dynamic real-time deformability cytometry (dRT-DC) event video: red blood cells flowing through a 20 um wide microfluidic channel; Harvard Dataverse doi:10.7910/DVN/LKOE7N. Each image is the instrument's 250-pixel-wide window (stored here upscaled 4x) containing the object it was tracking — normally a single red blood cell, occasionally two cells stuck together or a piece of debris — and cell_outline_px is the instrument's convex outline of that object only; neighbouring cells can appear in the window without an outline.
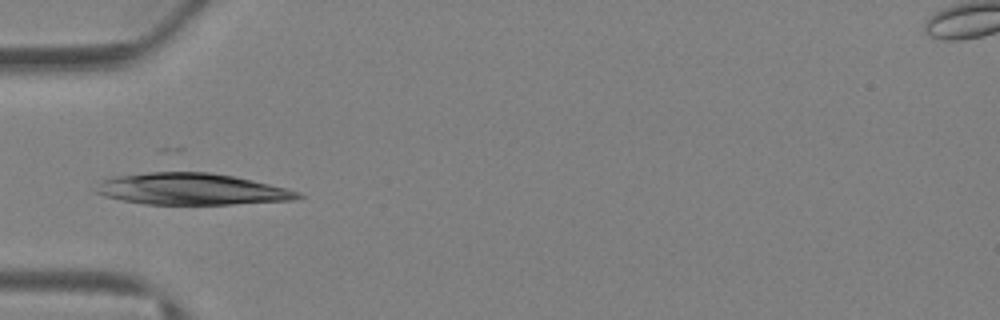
{"species": "Egyptian fruit bat (a non-hibernating species)", "species_latin": "Rousettus aegyptiacus", "temperature_condition": "warm", "stored_images_in_passage": 25, "camera_frame_rate_fps": 3000, "um_per_image_px": 0.085, "animal": {"sex": "female"}, "frame": {"image": 1, "passage_image": 1, "time_ms": 0.0, "image_size_px": [1000, 320], "cell_outline_px": [[304, 196], [292, 200], [232, 204], [144, 204], [120, 200], [104, 196], [96, 192], [100, 180], [108, 176], [160, 168], [176, 168], [212, 172], [252, 180], [300, 192]], "centroid_in_image_um": [16.13, 16.0], "position_along_channel_um": 68.9, "area_um2": 38.67}}